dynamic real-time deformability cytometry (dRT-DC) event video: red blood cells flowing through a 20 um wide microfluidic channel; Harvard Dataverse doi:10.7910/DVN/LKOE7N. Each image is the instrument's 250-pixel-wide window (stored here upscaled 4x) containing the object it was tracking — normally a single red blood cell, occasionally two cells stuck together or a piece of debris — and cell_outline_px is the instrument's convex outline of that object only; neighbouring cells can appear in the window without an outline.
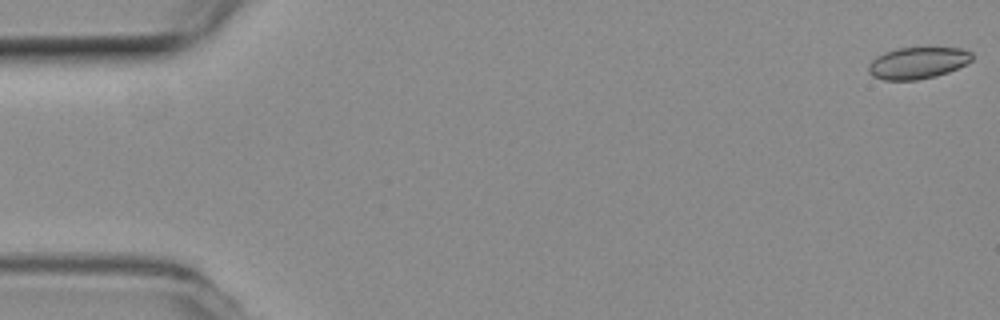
{"species": "common noctule bat (a hibernating species)", "species_latin": "Nyctalus noctula", "temperature_condition": "room temperature", "stored_images_in_passage": 14, "camera_frame_rate_fps": 3000, "um_per_image_px": 0.085, "animal": {"sex": "female", "body_mass_g": 19.3, "forearm_length_mm": 54.1}, "frame": {"image": 1, "passage_image": 1, "time_ms": 0.0, "image_size_px": [1000, 320], "cell_outline_px": [[972, 60], [948, 72], [936, 76], [916, 80], [884, 80], [872, 76], [868, 72], [868, 64], [876, 56], [884, 52], [896, 48], [960, 48], [972, 52]], "centroid_in_image_um": [77.96, 5.35], "position_along_channel_um": 7.0, "area_um2": 19.07}}